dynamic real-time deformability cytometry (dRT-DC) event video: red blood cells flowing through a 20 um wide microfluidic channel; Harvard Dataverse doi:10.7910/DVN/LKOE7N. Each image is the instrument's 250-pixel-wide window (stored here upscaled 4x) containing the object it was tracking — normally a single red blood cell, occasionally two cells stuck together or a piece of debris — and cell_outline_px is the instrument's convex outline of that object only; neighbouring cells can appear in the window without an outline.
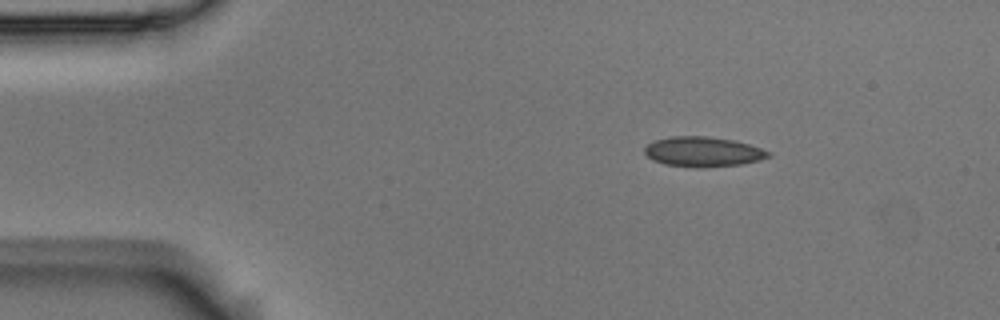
{"species": "Egyptian fruit bat (a non-hibernating species)", "species_latin": "Rousettus aegyptiacus", "temperature_condition": "room temperature", "stored_images_in_passage": 5, "camera_frame_rate_fps": 3000, "um_per_image_px": 0.085, "animal": {"sex": "male"}, "frame": {"image": 1, "passage_image": 2, "time_ms": 0.333, "image_size_px": [1000, 320], "cell_outline_px": [[772, 156], [760, 160], [740, 164], [708, 168], [692, 168], [664, 164], [652, 160], [644, 152], [644, 148], [648, 144], [656, 140], [672, 136], [708, 136], [736, 140], [772, 152]], "centroid_in_image_um": [59.78, 12.91], "position_along_channel_um": 25.2, "area_um2": 21.91}}
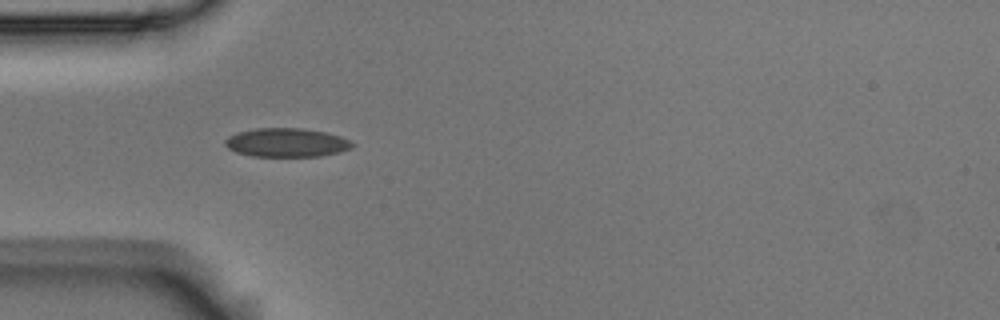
{"frame": {"image": 2, "passage_image": 4, "time_ms": 1.0, "image_size_px": [1000, 320], "cell_outline_px": [[356, 144], [352, 148], [340, 152], [320, 156], [252, 156], [236, 152], [228, 148], [224, 144], [224, 140], [228, 136], [236, 132], [256, 128], [300, 128], [328, 132], [352, 140]], "centroid_in_image_um": [24.38, 12.11], "position_along_channel_um": 60.6, "area_um2": 21.62}}
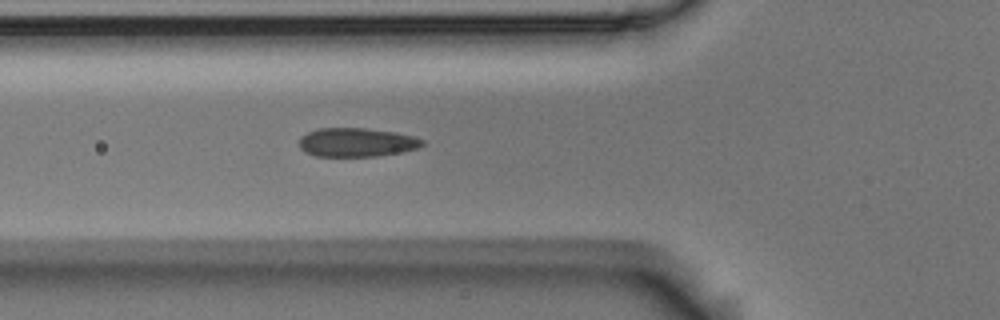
{"frame": {"image": 3, "passage_image": 5, "time_ms": 1.333, "image_size_px": [1000, 320], "cell_outline_px": [[424, 144], [416, 148], [404, 152], [376, 156], [316, 156], [304, 152], [300, 148], [300, 136], [308, 132], [320, 128], [364, 128], [396, 132], [412, 136], [424, 140]], "centroid_in_image_um": [30.31, 12.1], "position_along_channel_um": 95.5, "area_um2": 20.69}}